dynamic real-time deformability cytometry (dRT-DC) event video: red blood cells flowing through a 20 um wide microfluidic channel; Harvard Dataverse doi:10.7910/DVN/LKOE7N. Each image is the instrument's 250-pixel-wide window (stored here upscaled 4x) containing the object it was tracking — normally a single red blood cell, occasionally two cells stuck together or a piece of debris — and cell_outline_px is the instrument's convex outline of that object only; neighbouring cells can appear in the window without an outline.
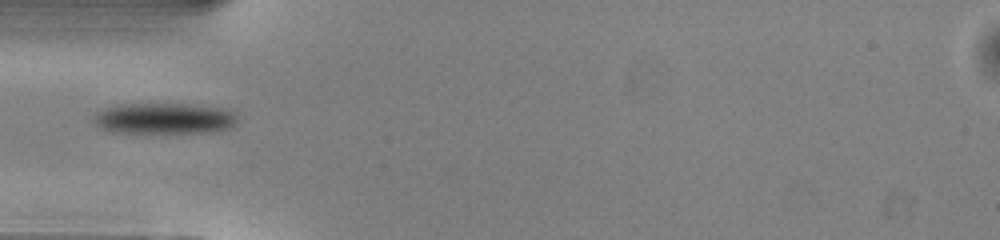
{"species": "common noctule bat (a hibernating species)", "species_latin": "Nyctalus noctula", "temperature_condition": "warm", "stored_images_in_passage": 34, "camera_frame_rate_fps": 3000, "um_per_image_px": 0.085, "animal": {"sex": "male", "body_mass_g": 13.0, "forearm_length_mm": 53.1}, "frame": {"image": 1, "passage_image": 1, "time_ms": 0.0, "image_size_px": [1000, 240], "cell_outline_px": [[236, 124], [228, 128], [212, 132], [112, 132], [100, 128], [96, 124], [96, 112], [116, 104], [188, 104], [224, 108], [236, 112]], "centroid_in_image_um": [14.0, 10.06], "position_along_channel_um": 71.0, "area_um2": 25.78}}
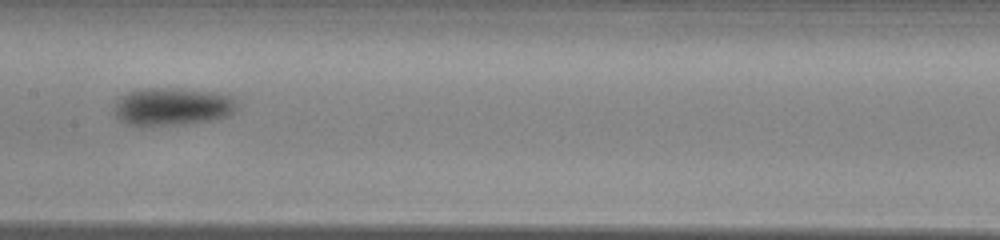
{"frame": {"image": 2, "passage_image": 10, "time_ms": 3.0, "image_size_px": [1000, 240], "cell_outline_px": [[240, 108], [236, 112], [228, 116], [212, 120], [184, 124], [140, 128], [128, 124], [120, 120], [112, 112], [112, 104], [120, 96], [128, 92], [148, 88], [180, 88], [216, 92], [232, 96], [236, 100]], "centroid_in_image_um": [14.63, 9.08], "position_along_channel_um": 192.8, "area_um2": 28.15}}
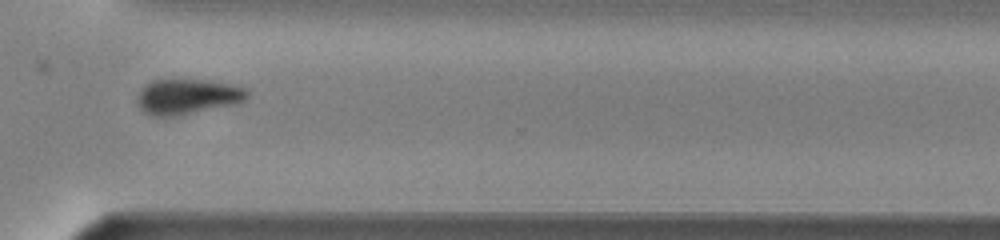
{"frame": {"image": 3, "passage_image": 22, "time_ms": 7.0, "image_size_px": [1000, 240], "cell_outline_px": [[248, 96], [240, 104], [180, 116], [148, 116], [136, 104], [136, 96], [140, 88], [152, 80], [176, 76], [208, 80], [232, 84], [248, 88]], "centroid_in_image_um": [15.92, 8.18], "position_along_channel_um": 354.7, "area_um2": 24.16}}